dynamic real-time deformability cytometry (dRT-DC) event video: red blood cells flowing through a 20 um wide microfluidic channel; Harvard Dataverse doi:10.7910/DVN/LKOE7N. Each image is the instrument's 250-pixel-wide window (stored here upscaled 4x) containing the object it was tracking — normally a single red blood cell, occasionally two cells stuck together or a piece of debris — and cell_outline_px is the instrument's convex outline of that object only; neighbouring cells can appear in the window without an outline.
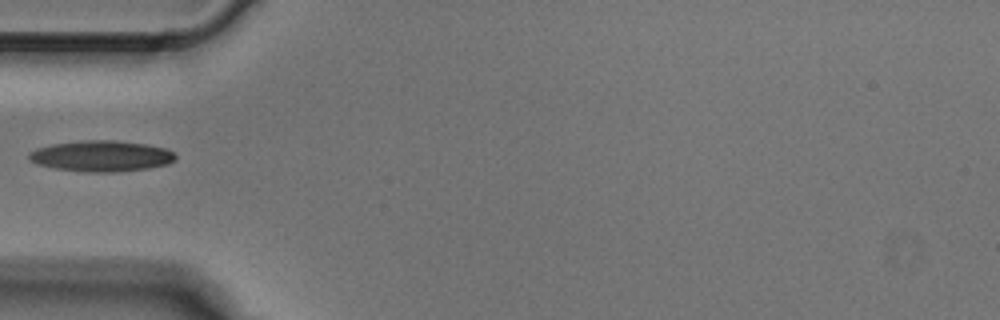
{"species": "Egyptian fruit bat (a non-hibernating species)", "species_latin": "Rousettus aegyptiacus", "temperature_condition": "cold", "stored_images_in_passage": 1, "camera_frame_rate_fps": 3000, "um_per_image_px": 0.085, "animal": {"sex": "male"}, "frame": {"image": 1, "passage_image": 1, "time_ms": 0.0, "image_size_px": [1000, 320], "cell_outline_px": [[176, 160], [168, 164], [148, 168], [116, 172], [84, 172], [56, 168], [36, 164], [28, 160], [28, 152], [36, 148], [52, 144], [84, 140], [116, 140], [144, 144], [164, 148], [172, 152], [176, 156]], "centroid_in_image_um": [8.58, 13.26], "position_along_channel_um": 76.4, "area_um2": 26.47}}